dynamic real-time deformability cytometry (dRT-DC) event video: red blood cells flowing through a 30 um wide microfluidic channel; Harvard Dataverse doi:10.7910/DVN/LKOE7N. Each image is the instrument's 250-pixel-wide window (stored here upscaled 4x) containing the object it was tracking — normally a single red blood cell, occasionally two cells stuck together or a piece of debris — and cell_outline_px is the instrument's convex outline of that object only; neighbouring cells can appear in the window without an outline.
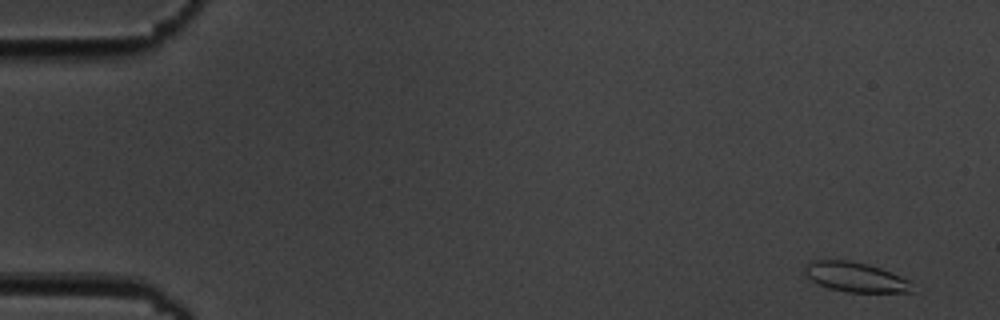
{"species": "common noctule bat (a hibernating species)", "species_latin": "Nyctalus noctula", "temperature_condition": "cold", "stored_images_in_passage": 5, "camera_frame_rate_fps": 3000, "um_per_image_px": 0.085, "animal": {"sex": "male", "body_mass_g": 19.5, "forearm_length_mm": 54.6}, "frame": {"image": 1, "passage_image": 1, "time_ms": 0.0, "image_size_px": [1000, 320], "cell_outline_px": [[920, 292], [848, 292], [828, 288], [812, 280], [804, 272], [804, 268], [812, 260], [848, 260], [868, 264], [880, 268], [900, 276], [908, 280]], "centroid_in_image_um": [72.78, 23.56], "position_along_channel_um": 12.2, "area_um2": 18.61}}